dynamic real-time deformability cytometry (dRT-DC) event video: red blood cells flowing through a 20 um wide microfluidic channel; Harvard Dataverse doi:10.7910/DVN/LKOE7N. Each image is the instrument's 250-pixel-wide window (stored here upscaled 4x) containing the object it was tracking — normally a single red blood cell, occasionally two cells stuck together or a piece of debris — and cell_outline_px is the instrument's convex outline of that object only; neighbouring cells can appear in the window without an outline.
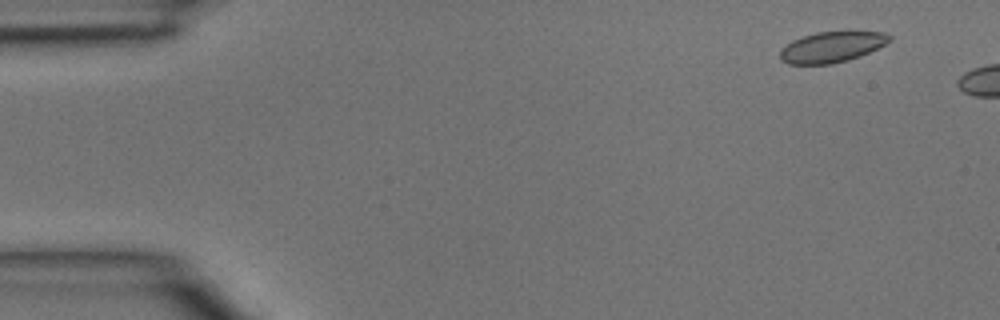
{"species": "common noctule bat (a hibernating species)", "species_latin": "Nyctalus noctula", "temperature_condition": "room temperature", "stored_images_in_passage": 3, "camera_frame_rate_fps": 3000, "um_per_image_px": 0.085, "animal": {"sex": "male", "body_mass_g": 15.6}, "frame": {"image": 1, "passage_image": 2, "time_ms": 0.333, "image_size_px": [1000, 320], "cell_outline_px": [[892, 40], [860, 56], [848, 60], [832, 64], [788, 64], [780, 60], [780, 52], [792, 40], [816, 32], [884, 32], [892, 36]], "centroid_in_image_um": [70.7, 4.0], "position_along_channel_um": 14.3, "area_um2": 19.31}}